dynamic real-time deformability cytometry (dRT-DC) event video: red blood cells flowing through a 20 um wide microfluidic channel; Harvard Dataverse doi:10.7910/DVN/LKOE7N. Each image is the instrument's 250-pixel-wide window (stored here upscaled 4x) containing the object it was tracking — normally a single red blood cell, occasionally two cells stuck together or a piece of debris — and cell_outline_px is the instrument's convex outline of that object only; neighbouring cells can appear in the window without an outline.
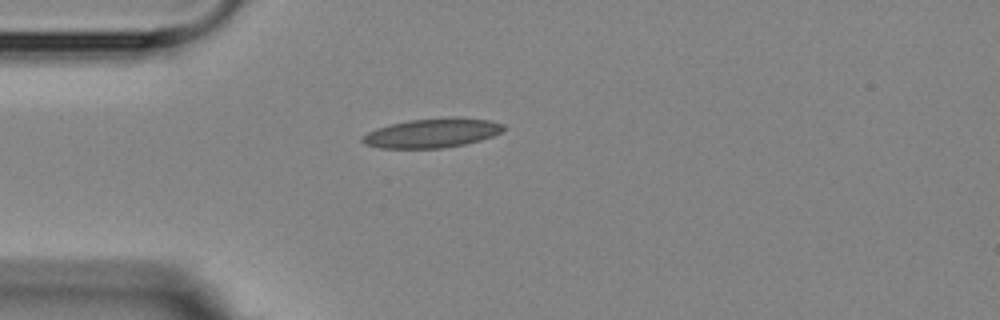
{"species": "Egyptian fruit bat (a non-hibernating species)", "species_latin": "Rousettus aegyptiacus", "temperature_condition": "room temperature", "stored_images_in_passage": 2, "camera_frame_rate_fps": 3000, "um_per_image_px": 0.085, "animal": {"sex": "female"}, "frame": {"image": 1, "passage_image": 1, "time_ms": 0.0, "image_size_px": [1000, 320], "cell_outline_px": [[504, 128], [500, 132], [492, 136], [480, 140], [464, 144], [444, 148], [380, 148], [364, 144], [360, 140], [360, 136], [376, 128], [408, 120], [452, 116], [456, 116], [492, 120], [504, 124]], "centroid_in_image_um": [36.72, 11.29], "position_along_channel_um": 48.3, "area_um2": 24.33}}